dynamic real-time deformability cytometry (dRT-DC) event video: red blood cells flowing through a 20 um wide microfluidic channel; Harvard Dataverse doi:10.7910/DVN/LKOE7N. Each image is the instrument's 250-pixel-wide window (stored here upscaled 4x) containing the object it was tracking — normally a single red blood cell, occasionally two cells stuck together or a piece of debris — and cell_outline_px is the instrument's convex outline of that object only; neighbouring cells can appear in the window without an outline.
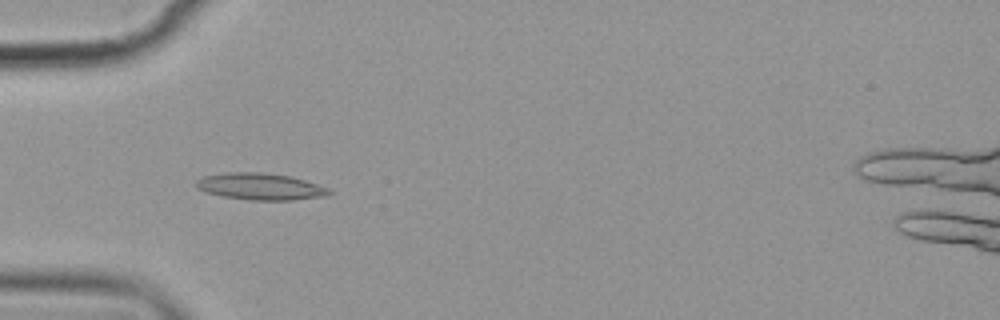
{"species": "common noctule bat (a hibernating species)", "species_latin": "Nyctalus noctula", "temperature_condition": "cold", "stored_images_in_passage": 14, "camera_frame_rate_fps": 3000, "um_per_image_px": 0.085, "animal": {"sex": "female", "body_mass_g": 19.9}, "frame": {"image": 1, "passage_image": 4, "time_ms": 4.333, "image_size_px": [1000, 320], "cell_outline_px": [[332, 192], [328, 196], [292, 200], [252, 200], [220, 196], [204, 192], [196, 188], [196, 180], [204, 176], [224, 172], [260, 172], [288, 176], [304, 180], [328, 188]], "centroid_in_image_um": [22.09, 15.86], "position_along_channel_um": 62.9, "area_um2": 20.75}}
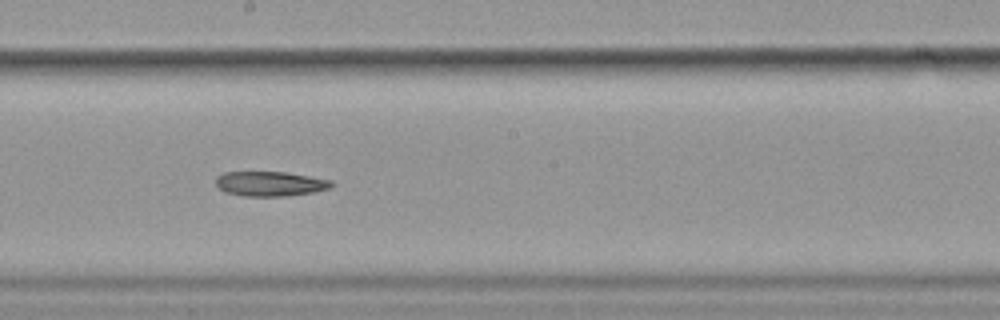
{"frame": {"image": 2, "passage_image": 8, "time_ms": 9.0, "image_size_px": [1000, 320], "cell_outline_px": [[332, 188], [312, 192], [288, 196], [244, 196], [224, 192], [216, 188], [216, 176], [224, 172], [284, 172], [332, 180]], "centroid_in_image_um": [22.92, 15.62], "position_along_channel_um": 225.3, "area_um2": 16.76}}
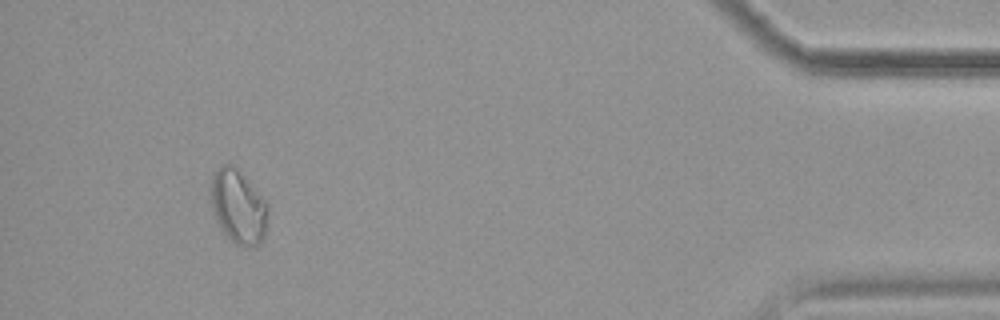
{"frame": {"image": 3, "passage_image": 13, "time_ms": 16.0, "image_size_px": [1000, 320], "cell_outline_px": [[268, 212], [264, 236], [260, 244], [256, 248], [248, 248], [236, 244], [224, 232], [212, 208], [212, 172], [220, 164], [236, 164], [268, 200]], "centroid_in_image_um": [20.31, 17.5], "position_along_channel_um": 414.9, "area_um2": 25.14}}